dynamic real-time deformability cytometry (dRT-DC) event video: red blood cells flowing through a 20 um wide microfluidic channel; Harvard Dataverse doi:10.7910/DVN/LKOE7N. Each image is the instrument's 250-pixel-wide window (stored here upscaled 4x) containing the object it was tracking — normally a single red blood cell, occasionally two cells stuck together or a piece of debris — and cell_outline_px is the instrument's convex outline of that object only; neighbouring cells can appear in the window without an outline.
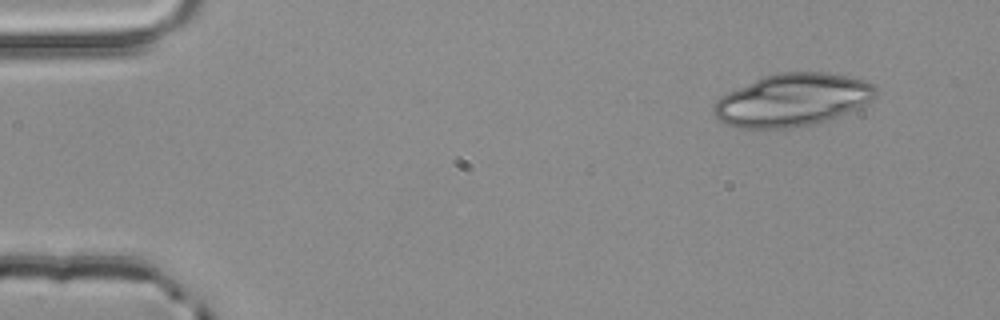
{"species": "common noctule bat (a hibernating species)", "species_latin": "Nyctalus noctula", "temperature_condition": "room temperature", "stored_images_in_passage": 3, "camera_frame_rate_fps": 3000, "um_per_image_px": 0.085, "animal": {"sex": "male", "body_mass_g": 20.4}, "frame": {"image": 1, "passage_image": 1, "time_ms": 0.0, "image_size_px": [1000, 320], "cell_outline_px": [[876, 96], [868, 104], [860, 108], [812, 124], [788, 128], [736, 128], [720, 120], [712, 112], [712, 108], [716, 100], [720, 96], [728, 92], [764, 76], [776, 72], [824, 72], [848, 76], [864, 80], [872, 84], [876, 88]], "centroid_in_image_um": [67.36, 8.49], "position_along_channel_um": 17.6, "area_um2": 49.53}}